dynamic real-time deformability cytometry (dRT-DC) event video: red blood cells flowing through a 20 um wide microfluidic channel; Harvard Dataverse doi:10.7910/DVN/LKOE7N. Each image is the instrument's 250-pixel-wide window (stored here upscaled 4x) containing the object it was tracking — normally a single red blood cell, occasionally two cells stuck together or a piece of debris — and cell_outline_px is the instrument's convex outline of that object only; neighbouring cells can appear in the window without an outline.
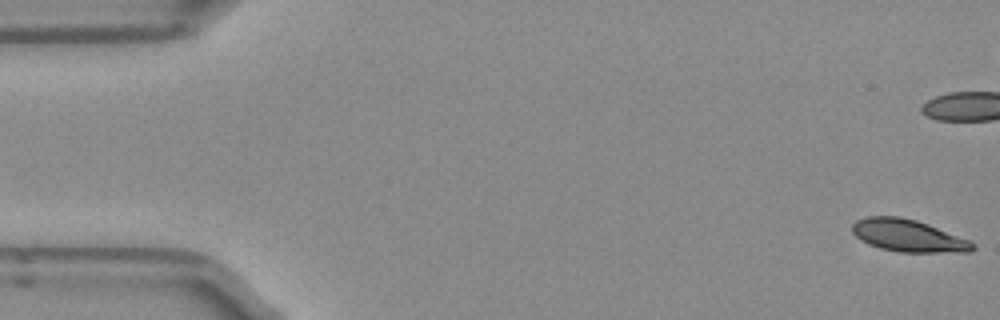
{"species": "Egyptian fruit bat (a non-hibernating species)", "species_latin": "Rousettus aegyptiacus", "temperature_condition": "room temperature", "stored_images_in_passage": 52, "camera_frame_rate_fps": 3000, "um_per_image_px": 0.085, "frame": {"image": 1, "passage_image": 1, "time_ms": 0.0, "image_size_px": [1000, 320], "cell_outline_px": [[976, 248], [972, 252], [900, 252], [880, 248], [868, 244], [860, 240], [852, 232], [852, 224], [856, 220], [864, 216], [900, 216], [916, 220], [928, 224], [968, 240], [976, 244]], "centroid_in_image_um": [77.17, 20.03], "position_along_channel_um": 7.8, "area_um2": 22.72}, "authors_computed_cell_mechanics": {"area_um2": 24.1604, "velocity_mm_per_s": 3.9417, "shape_relaxation_time_tau1_ms": 5.155, "shape_relaxation_time_tau2_ms": 2.4941, "deformation_change_tau1": 0.1619, "deformation_change_tau2": 0.0822}}